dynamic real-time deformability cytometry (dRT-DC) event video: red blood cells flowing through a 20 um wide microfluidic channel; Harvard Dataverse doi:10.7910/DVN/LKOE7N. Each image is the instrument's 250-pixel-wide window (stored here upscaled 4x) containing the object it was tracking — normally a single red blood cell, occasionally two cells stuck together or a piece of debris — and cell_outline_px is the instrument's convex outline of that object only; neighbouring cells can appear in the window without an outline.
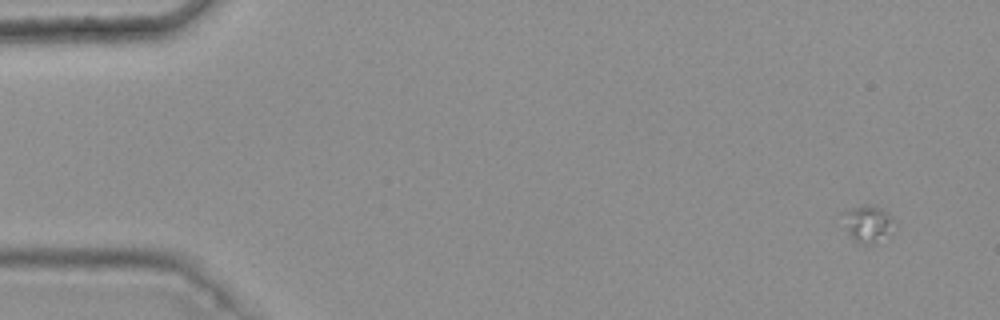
{"species": "common noctule bat (a hibernating species)", "species_latin": "Nyctalus noctula", "temperature_condition": "warm", "stored_images_in_passage": 5, "camera_frame_rate_fps": 3000, "um_per_image_px": 0.085, "animal": {"sex": "female", "body_mass_g": 25.1}, "frame": {"image": 1, "passage_image": 1, "time_ms": 0.0, "image_size_px": [1000, 320], "cell_outline_px": [[896, 232], [892, 236], [876, 244], [860, 244], [852, 240], [848, 232], [844, 212], [848, 208], [864, 204], [868, 204], [880, 208], [888, 212], [892, 216], [896, 224]], "centroid_in_image_um": [73.89, 19.06], "position_along_channel_um": 11.1, "area_um2": 11.62}}